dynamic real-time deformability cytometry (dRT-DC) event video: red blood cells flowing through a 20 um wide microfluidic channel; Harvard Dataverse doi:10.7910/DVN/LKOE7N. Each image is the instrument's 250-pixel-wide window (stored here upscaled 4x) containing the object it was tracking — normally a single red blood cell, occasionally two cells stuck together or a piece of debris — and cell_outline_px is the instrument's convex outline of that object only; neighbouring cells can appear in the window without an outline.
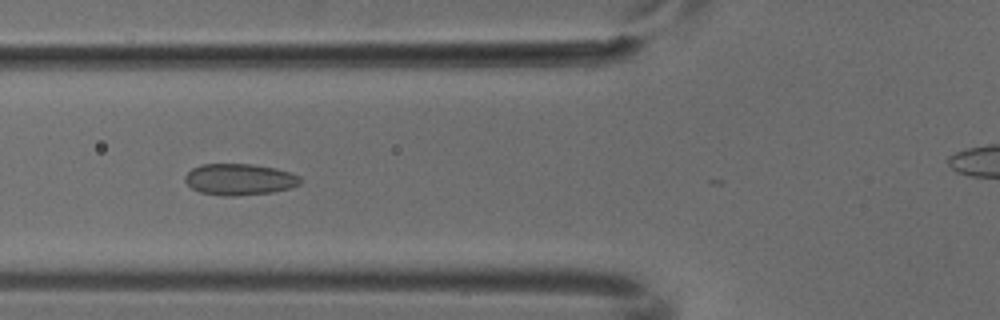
{"species": "common noctule bat (a hibernating species)", "species_latin": "Nyctalus noctula", "temperature_condition": "cold", "stored_images_in_passage": 5, "camera_frame_rate_fps": 3000, "um_per_image_px": 0.085, "animal": {"sex": "male", "body_mass_g": 18.8}, "frame": {"image": 1, "passage_image": 4, "time_ms": 1.0, "image_size_px": [1000, 320], "cell_outline_px": [[300, 184], [292, 188], [272, 192], [232, 196], [224, 196], [200, 192], [192, 188], [184, 180], [184, 176], [192, 168], [200, 164], [252, 164], [276, 168], [300, 176]], "centroid_in_image_um": [20.35, 15.24], "position_along_channel_um": 105.5, "area_um2": 21.1}}
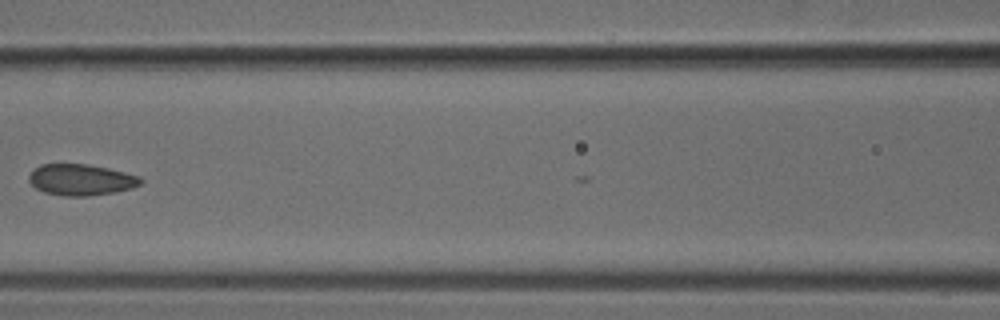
{"frame": {"image": 2, "passage_image": 5, "time_ms": 1.333, "image_size_px": [1000, 320], "cell_outline_px": [[144, 180], [140, 184], [132, 188], [116, 192], [88, 196], [64, 196], [44, 192], [36, 188], [28, 180], [28, 176], [40, 164], [88, 164], [108, 168], [140, 176]], "centroid_in_image_um": [6.9, 15.28], "position_along_channel_um": 159.7, "area_um2": 20.35}}